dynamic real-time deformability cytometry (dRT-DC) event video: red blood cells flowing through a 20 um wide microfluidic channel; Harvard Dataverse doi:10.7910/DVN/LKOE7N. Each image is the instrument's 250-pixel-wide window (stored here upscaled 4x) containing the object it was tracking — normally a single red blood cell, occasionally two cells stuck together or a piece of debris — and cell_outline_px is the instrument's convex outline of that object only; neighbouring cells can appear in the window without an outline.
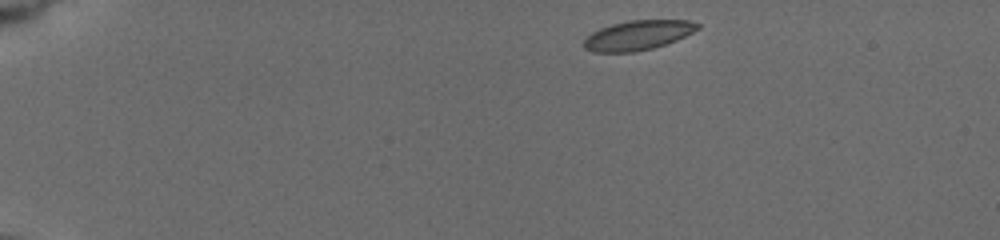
{"species": "common noctule bat (a hibernating species)", "species_latin": "Nyctalus noctula", "temperature_condition": "cold", "stored_images_in_passage": 21, "camera_frame_rate_fps": 3000, "um_per_image_px": 0.085, "animal": {"sex": "female", "body_mass_g": 19.5, "forearm_length_mm": 54.1}, "frame": {"image": 1, "passage_image": 1, "time_ms": 0.0, "image_size_px": [1000, 240], "cell_outline_px": [[700, 28], [676, 40], [652, 48], [632, 52], [592, 52], [584, 48], [584, 40], [592, 32], [600, 28], [612, 24], [628, 20], [688, 20], [700, 24]], "centroid_in_image_um": [54.21, 2.99], "position_along_channel_um": 30.8, "area_um2": 19.48}}
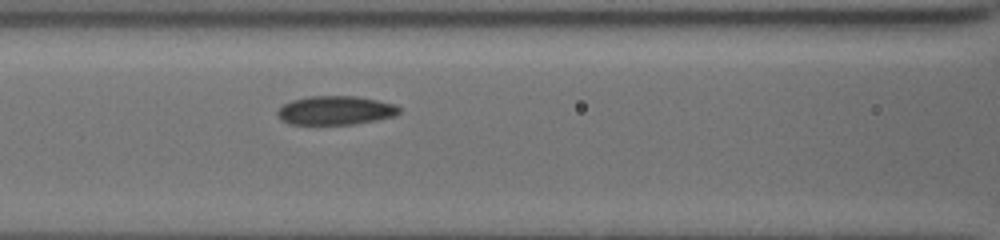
{"frame": {"image": 2, "passage_image": 12, "time_ms": 5.333, "image_size_px": [1000, 240], "cell_outline_px": [[400, 112], [396, 116], [356, 124], [288, 124], [280, 120], [276, 116], [276, 112], [284, 104], [292, 100], [308, 96], [356, 96], [396, 104], [400, 108]], "centroid_in_image_um": [28.51, 9.39], "position_along_channel_um": 138.1, "area_um2": 20.63}}
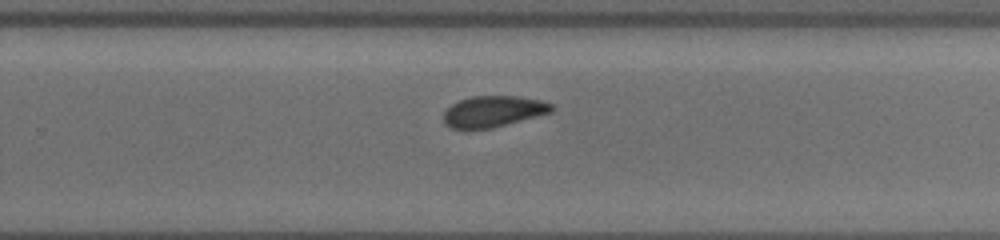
{"frame": {"image": 3, "passage_image": 21, "time_ms": 9.333, "image_size_px": [1000, 240], "cell_outline_px": [[556, 108], [552, 112], [492, 128], [468, 132], [452, 128], [444, 124], [444, 112], [452, 104], [460, 100], [472, 96], [516, 96], [540, 100], [552, 104]], "centroid_in_image_um": [41.89, 9.5], "position_along_channel_um": 287.9, "area_um2": 20.0}}